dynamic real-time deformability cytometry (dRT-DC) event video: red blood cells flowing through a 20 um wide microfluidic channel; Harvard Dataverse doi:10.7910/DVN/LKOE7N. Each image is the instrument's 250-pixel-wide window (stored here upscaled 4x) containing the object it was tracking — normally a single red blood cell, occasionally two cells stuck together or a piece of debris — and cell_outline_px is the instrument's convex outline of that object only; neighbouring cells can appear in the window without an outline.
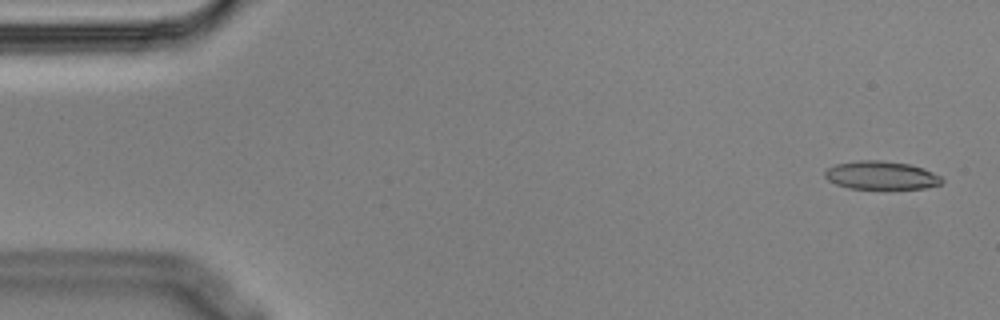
{"species": "Egyptian fruit bat (a non-hibernating species)", "species_latin": "Rousettus aegyptiacus", "temperature_condition": "cold", "stored_images_in_passage": 5, "camera_frame_rate_fps": 3000, "um_per_image_px": 0.085, "animal": {"sex": "male"}, "frame": {"image": 1, "passage_image": 1, "time_ms": 0.0, "image_size_px": [1000, 320], "cell_outline_px": [[944, 180], [940, 184], [924, 188], [888, 192], [884, 192], [848, 188], [836, 184], [828, 180], [824, 176], [824, 172], [828, 168], [836, 164], [860, 160], [880, 160], [908, 164], [924, 168], [940, 176]], "centroid_in_image_um": [74.91, 14.96], "position_along_channel_um": 10.1, "area_um2": 20.23}}